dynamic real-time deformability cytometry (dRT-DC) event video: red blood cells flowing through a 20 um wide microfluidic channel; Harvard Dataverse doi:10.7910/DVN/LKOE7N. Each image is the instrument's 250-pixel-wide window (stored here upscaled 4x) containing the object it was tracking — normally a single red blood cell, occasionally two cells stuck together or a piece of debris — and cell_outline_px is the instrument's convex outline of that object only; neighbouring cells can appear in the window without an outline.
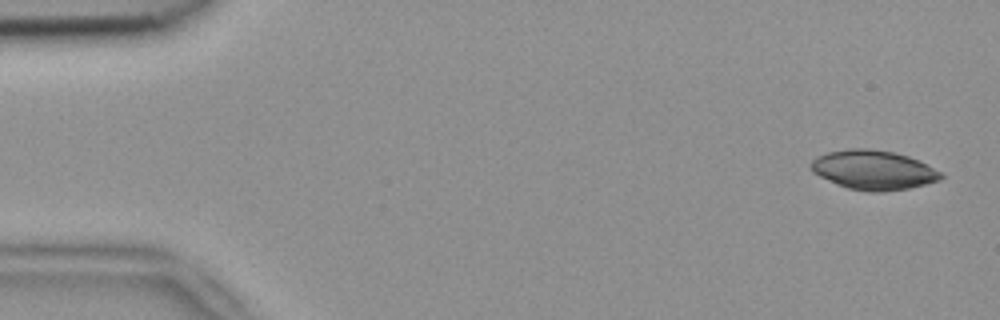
{"species": "common noctule bat (a hibernating species)", "species_latin": "Nyctalus noctula", "temperature_condition": "room temperature", "stored_images_in_passage": 6, "camera_frame_rate_fps": 3000, "um_per_image_px": 0.085, "animal": {"sex": "female", "body_mass_g": 18.4}, "frame": {"image": 1, "passage_image": 1, "time_ms": 0.0, "image_size_px": [1000, 320], "cell_outline_px": [[944, 176], [940, 180], [908, 188], [884, 192], [868, 192], [848, 188], [836, 184], [812, 172], [808, 164], [816, 156], [828, 152], [848, 148], [868, 148], [892, 152], [908, 156], [940, 172]], "centroid_in_image_um": [74.17, 14.45], "position_along_channel_um": 10.8, "area_um2": 29.71}}